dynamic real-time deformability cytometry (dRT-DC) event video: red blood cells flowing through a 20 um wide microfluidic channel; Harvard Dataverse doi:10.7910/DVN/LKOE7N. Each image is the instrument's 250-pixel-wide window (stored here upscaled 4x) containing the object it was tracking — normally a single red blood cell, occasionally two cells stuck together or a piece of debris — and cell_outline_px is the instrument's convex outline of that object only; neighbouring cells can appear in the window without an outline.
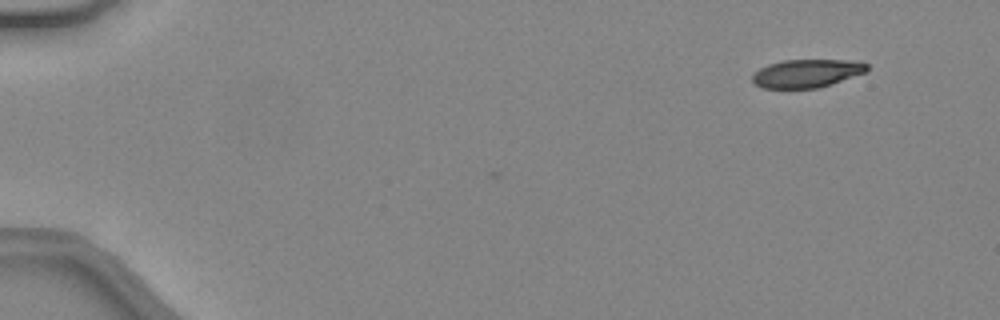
{"species": "common noctule bat (a hibernating species)", "species_latin": "Nyctalus noctula", "temperature_condition": "warm", "stored_images_in_passage": 45, "camera_frame_rate_fps": 3000, "um_per_image_px": 0.085, "animal": {"sex": "female", "body_mass_g": 24.6, "forearm_length_mm": 56.2}, "frame": {"image": 1, "passage_image": 1, "time_ms": 0.0, "image_size_px": [1000, 320], "cell_outline_px": [[868, 72], [832, 84], [816, 88], [764, 88], [756, 84], [752, 80], [752, 76], [760, 68], [768, 64], [784, 60], [848, 60], [868, 64]], "centroid_in_image_um": [68.61, 6.23], "position_along_channel_um": 16.4, "area_um2": 18.79}}
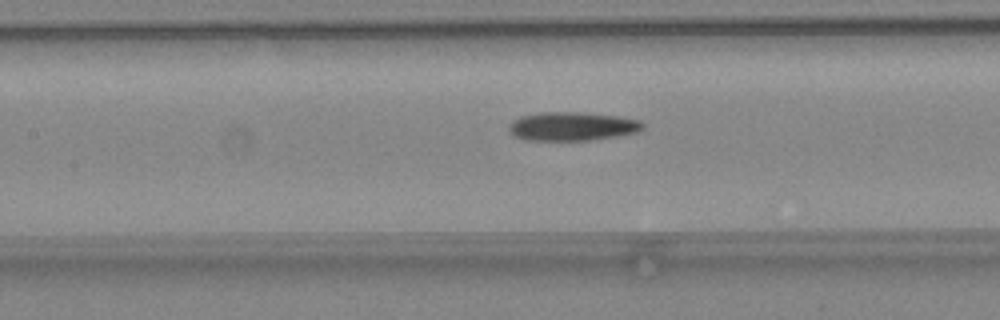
{"frame": {"image": 2, "passage_image": 20, "time_ms": 6.333, "image_size_px": [1000, 320], "cell_outline_px": [[644, 128], [636, 132], [616, 136], [588, 140], [524, 140], [512, 136], [508, 132], [508, 124], [512, 120], [520, 116], [540, 112], [576, 112], [620, 116], [640, 120], [644, 124]], "centroid_in_image_um": [48.57, 10.73], "position_along_channel_um": 158.8, "area_um2": 22.6}}
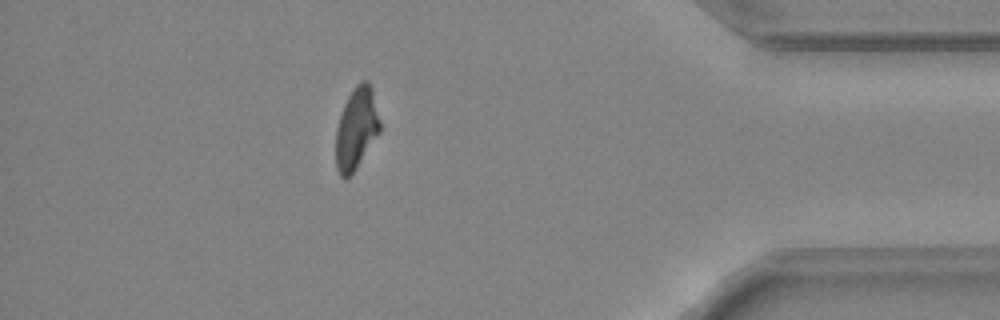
{"frame": {"image": 3, "passage_image": 39, "time_ms": 12.667, "image_size_px": [1000, 320], "cell_outline_px": [[380, 132], [356, 168], [344, 180], [340, 176], [336, 168], [336, 128], [344, 104], [352, 88], [360, 80], [368, 80], [372, 88], [380, 120]], "centroid_in_image_um": [30.29, 10.89], "position_along_channel_um": 404.9, "area_um2": 21.04}, "authors_computed_cell_mechanics": {"area_um2": 21.386, "velocity_mm_per_s": 4.4436, "shape_relaxation_time_tau1_ms": null, "shape_relaxation_time_tau2_ms": 11.0974, "deformation_change_tau1": null, "deformation_change_tau2": 0.2539}}